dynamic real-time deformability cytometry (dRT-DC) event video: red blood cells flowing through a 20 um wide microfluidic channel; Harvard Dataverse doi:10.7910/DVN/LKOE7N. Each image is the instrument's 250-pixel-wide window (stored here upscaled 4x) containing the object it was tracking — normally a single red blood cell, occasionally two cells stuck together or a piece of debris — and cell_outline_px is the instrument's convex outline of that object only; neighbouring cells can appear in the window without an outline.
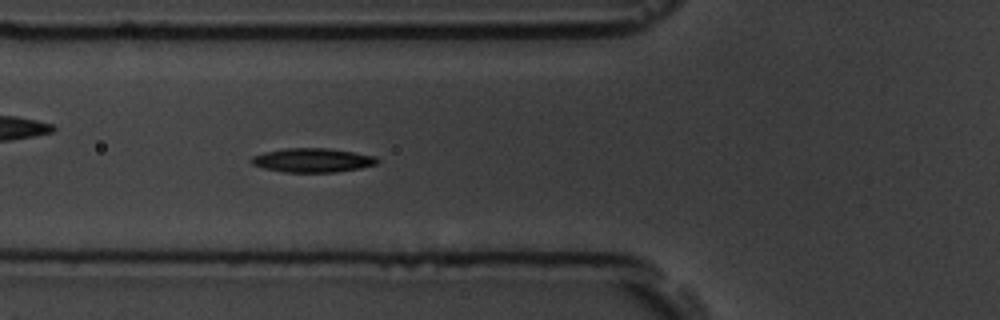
{"species": "common noctule bat (a hibernating species)", "species_latin": "Nyctalus noctula", "temperature_condition": "room temperature", "stored_images_in_passage": 7, "camera_frame_rate_fps": 3000, "um_per_image_px": 0.085, "animal": {"sex": "male", "body_mass_g": 19.5, "forearm_length_mm": 54.6}, "frame": {"image": 1, "passage_image": 7, "time_ms": 7.0, "image_size_px": [1000, 320], "cell_outline_px": [[380, 160], [376, 164], [360, 168], [336, 172], [284, 172], [264, 168], [252, 164], [248, 160], [252, 156], [264, 152], [284, 148], [328, 148], [376, 156]], "centroid_in_image_um": [26.54, 13.61], "position_along_channel_um": 99.3, "area_um2": 17.69}}